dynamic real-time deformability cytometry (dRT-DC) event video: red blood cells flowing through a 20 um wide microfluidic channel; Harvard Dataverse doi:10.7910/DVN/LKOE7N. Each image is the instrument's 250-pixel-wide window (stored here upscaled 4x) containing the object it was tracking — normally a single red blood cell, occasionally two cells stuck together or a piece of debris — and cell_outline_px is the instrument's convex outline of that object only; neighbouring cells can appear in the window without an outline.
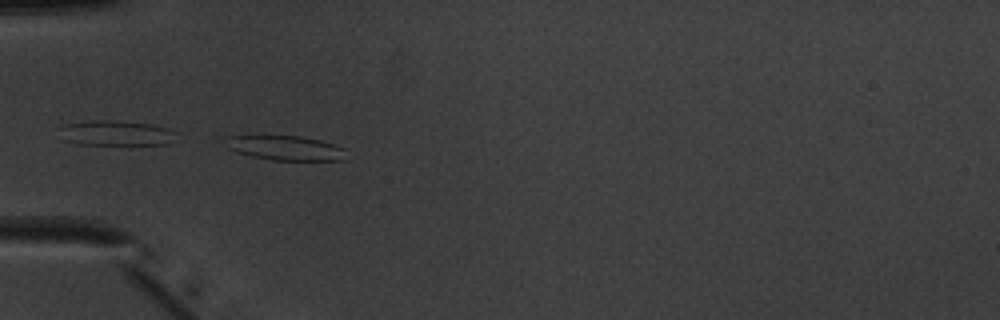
{"species": "common noctule bat (a hibernating species)", "species_latin": "Nyctalus noctula", "temperature_condition": "warm", "stored_images_in_passage": 20, "camera_frame_rate_fps": 3000, "um_per_image_px": 0.085, "animal": {"sex": "male", "body_mass_g": 20.1, "forearm_length_mm": 53.5}, "frame": {"image": 1, "passage_image": 17, "time_ms": 5.333, "image_size_px": [1000, 320], "cell_outline_px": [[344, 160], [272, 160], [252, 156], [236, 152], [228, 148], [220, 136], [300, 136], [320, 140], [344, 148]], "centroid_in_image_um": [24.18, 12.57], "position_along_channel_um": 60.8, "area_um2": 17.22}}